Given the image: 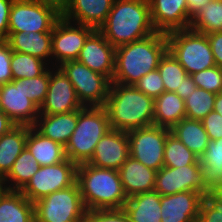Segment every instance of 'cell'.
<instances>
[{
  "instance_id": "1",
  "label": "cell",
  "mask_w": 222,
  "mask_h": 222,
  "mask_svg": "<svg viewBox=\"0 0 222 222\" xmlns=\"http://www.w3.org/2000/svg\"><path fill=\"white\" fill-rule=\"evenodd\" d=\"M167 51L166 34L161 32L117 47L112 82L136 84L147 73L158 68L160 59Z\"/></svg>"
},
{
  "instance_id": "2",
  "label": "cell",
  "mask_w": 222,
  "mask_h": 222,
  "mask_svg": "<svg viewBox=\"0 0 222 222\" xmlns=\"http://www.w3.org/2000/svg\"><path fill=\"white\" fill-rule=\"evenodd\" d=\"M115 48L156 33L148 0H115L98 29Z\"/></svg>"
},
{
  "instance_id": "3",
  "label": "cell",
  "mask_w": 222,
  "mask_h": 222,
  "mask_svg": "<svg viewBox=\"0 0 222 222\" xmlns=\"http://www.w3.org/2000/svg\"><path fill=\"white\" fill-rule=\"evenodd\" d=\"M104 107L113 130L128 132L154 125V99L134 85L111 82Z\"/></svg>"
},
{
  "instance_id": "4",
  "label": "cell",
  "mask_w": 222,
  "mask_h": 222,
  "mask_svg": "<svg viewBox=\"0 0 222 222\" xmlns=\"http://www.w3.org/2000/svg\"><path fill=\"white\" fill-rule=\"evenodd\" d=\"M76 182L87 211L123 209L124 193L118 170L98 168L91 164L77 165Z\"/></svg>"
},
{
  "instance_id": "5",
  "label": "cell",
  "mask_w": 222,
  "mask_h": 222,
  "mask_svg": "<svg viewBox=\"0 0 222 222\" xmlns=\"http://www.w3.org/2000/svg\"><path fill=\"white\" fill-rule=\"evenodd\" d=\"M110 129L104 106L79 109L77 126L65 145L66 157L76 165L88 163L97 143Z\"/></svg>"
},
{
  "instance_id": "6",
  "label": "cell",
  "mask_w": 222,
  "mask_h": 222,
  "mask_svg": "<svg viewBox=\"0 0 222 222\" xmlns=\"http://www.w3.org/2000/svg\"><path fill=\"white\" fill-rule=\"evenodd\" d=\"M166 38L168 51L183 66L188 75L216 65L206 34L187 28L169 32Z\"/></svg>"
},
{
  "instance_id": "7",
  "label": "cell",
  "mask_w": 222,
  "mask_h": 222,
  "mask_svg": "<svg viewBox=\"0 0 222 222\" xmlns=\"http://www.w3.org/2000/svg\"><path fill=\"white\" fill-rule=\"evenodd\" d=\"M86 214L77 182L34 202L35 222H84Z\"/></svg>"
},
{
  "instance_id": "8",
  "label": "cell",
  "mask_w": 222,
  "mask_h": 222,
  "mask_svg": "<svg viewBox=\"0 0 222 222\" xmlns=\"http://www.w3.org/2000/svg\"><path fill=\"white\" fill-rule=\"evenodd\" d=\"M62 12L56 7L30 0H14L9 15L8 33L52 32Z\"/></svg>"
},
{
  "instance_id": "9",
  "label": "cell",
  "mask_w": 222,
  "mask_h": 222,
  "mask_svg": "<svg viewBox=\"0 0 222 222\" xmlns=\"http://www.w3.org/2000/svg\"><path fill=\"white\" fill-rule=\"evenodd\" d=\"M72 83L83 106H105L111 81L94 72L78 60H70L58 66Z\"/></svg>"
},
{
  "instance_id": "10",
  "label": "cell",
  "mask_w": 222,
  "mask_h": 222,
  "mask_svg": "<svg viewBox=\"0 0 222 222\" xmlns=\"http://www.w3.org/2000/svg\"><path fill=\"white\" fill-rule=\"evenodd\" d=\"M77 165L68 158L54 165L40 166L20 192L32 203L76 182Z\"/></svg>"
},
{
  "instance_id": "11",
  "label": "cell",
  "mask_w": 222,
  "mask_h": 222,
  "mask_svg": "<svg viewBox=\"0 0 222 222\" xmlns=\"http://www.w3.org/2000/svg\"><path fill=\"white\" fill-rule=\"evenodd\" d=\"M170 129L160 126L128 131L130 156L155 171L164 167L165 142Z\"/></svg>"
},
{
  "instance_id": "12",
  "label": "cell",
  "mask_w": 222,
  "mask_h": 222,
  "mask_svg": "<svg viewBox=\"0 0 222 222\" xmlns=\"http://www.w3.org/2000/svg\"><path fill=\"white\" fill-rule=\"evenodd\" d=\"M95 29L72 23L61 17L52 30V67L70 60H77L88 36Z\"/></svg>"
},
{
  "instance_id": "13",
  "label": "cell",
  "mask_w": 222,
  "mask_h": 222,
  "mask_svg": "<svg viewBox=\"0 0 222 222\" xmlns=\"http://www.w3.org/2000/svg\"><path fill=\"white\" fill-rule=\"evenodd\" d=\"M83 107L64 72L59 67L49 66L48 91L39 107V115L65 114Z\"/></svg>"
},
{
  "instance_id": "14",
  "label": "cell",
  "mask_w": 222,
  "mask_h": 222,
  "mask_svg": "<svg viewBox=\"0 0 222 222\" xmlns=\"http://www.w3.org/2000/svg\"><path fill=\"white\" fill-rule=\"evenodd\" d=\"M154 190L161 196L185 191L198 192L203 196L207 191L202 183L201 164L162 167L156 172Z\"/></svg>"
},
{
  "instance_id": "15",
  "label": "cell",
  "mask_w": 222,
  "mask_h": 222,
  "mask_svg": "<svg viewBox=\"0 0 222 222\" xmlns=\"http://www.w3.org/2000/svg\"><path fill=\"white\" fill-rule=\"evenodd\" d=\"M2 111L15 125L34 126L39 107L23 92V83L12 80L0 85Z\"/></svg>"
},
{
  "instance_id": "16",
  "label": "cell",
  "mask_w": 222,
  "mask_h": 222,
  "mask_svg": "<svg viewBox=\"0 0 222 222\" xmlns=\"http://www.w3.org/2000/svg\"><path fill=\"white\" fill-rule=\"evenodd\" d=\"M151 20L157 32L169 33L190 27L193 14L186 0H148Z\"/></svg>"
},
{
  "instance_id": "17",
  "label": "cell",
  "mask_w": 222,
  "mask_h": 222,
  "mask_svg": "<svg viewBox=\"0 0 222 222\" xmlns=\"http://www.w3.org/2000/svg\"><path fill=\"white\" fill-rule=\"evenodd\" d=\"M115 51L99 30H94L86 39L78 61L94 72L105 75L111 82L115 69Z\"/></svg>"
},
{
  "instance_id": "18",
  "label": "cell",
  "mask_w": 222,
  "mask_h": 222,
  "mask_svg": "<svg viewBox=\"0 0 222 222\" xmlns=\"http://www.w3.org/2000/svg\"><path fill=\"white\" fill-rule=\"evenodd\" d=\"M129 156L127 132L110 129L97 143L88 164L98 168L119 170Z\"/></svg>"
},
{
  "instance_id": "19",
  "label": "cell",
  "mask_w": 222,
  "mask_h": 222,
  "mask_svg": "<svg viewBox=\"0 0 222 222\" xmlns=\"http://www.w3.org/2000/svg\"><path fill=\"white\" fill-rule=\"evenodd\" d=\"M202 200L194 191L161 196V222H196Z\"/></svg>"
},
{
  "instance_id": "20",
  "label": "cell",
  "mask_w": 222,
  "mask_h": 222,
  "mask_svg": "<svg viewBox=\"0 0 222 222\" xmlns=\"http://www.w3.org/2000/svg\"><path fill=\"white\" fill-rule=\"evenodd\" d=\"M115 0H68L62 17L98 30L106 21Z\"/></svg>"
},
{
  "instance_id": "21",
  "label": "cell",
  "mask_w": 222,
  "mask_h": 222,
  "mask_svg": "<svg viewBox=\"0 0 222 222\" xmlns=\"http://www.w3.org/2000/svg\"><path fill=\"white\" fill-rule=\"evenodd\" d=\"M125 195L128 197L154 190L156 172L129 156L118 170Z\"/></svg>"
},
{
  "instance_id": "22",
  "label": "cell",
  "mask_w": 222,
  "mask_h": 222,
  "mask_svg": "<svg viewBox=\"0 0 222 222\" xmlns=\"http://www.w3.org/2000/svg\"><path fill=\"white\" fill-rule=\"evenodd\" d=\"M6 42L12 51L38 57L52 66V32L8 33Z\"/></svg>"
},
{
  "instance_id": "23",
  "label": "cell",
  "mask_w": 222,
  "mask_h": 222,
  "mask_svg": "<svg viewBox=\"0 0 222 222\" xmlns=\"http://www.w3.org/2000/svg\"><path fill=\"white\" fill-rule=\"evenodd\" d=\"M78 122V110L65 114L39 115L34 128L43 136L63 145L67 144Z\"/></svg>"
},
{
  "instance_id": "24",
  "label": "cell",
  "mask_w": 222,
  "mask_h": 222,
  "mask_svg": "<svg viewBox=\"0 0 222 222\" xmlns=\"http://www.w3.org/2000/svg\"><path fill=\"white\" fill-rule=\"evenodd\" d=\"M161 195L153 190L128 197L123 209L130 222H161Z\"/></svg>"
},
{
  "instance_id": "25",
  "label": "cell",
  "mask_w": 222,
  "mask_h": 222,
  "mask_svg": "<svg viewBox=\"0 0 222 222\" xmlns=\"http://www.w3.org/2000/svg\"><path fill=\"white\" fill-rule=\"evenodd\" d=\"M26 148L40 166L54 165L67 159L63 145L43 136L33 126H28Z\"/></svg>"
},
{
  "instance_id": "26",
  "label": "cell",
  "mask_w": 222,
  "mask_h": 222,
  "mask_svg": "<svg viewBox=\"0 0 222 222\" xmlns=\"http://www.w3.org/2000/svg\"><path fill=\"white\" fill-rule=\"evenodd\" d=\"M199 161L205 190L219 192L222 189V138L210 140Z\"/></svg>"
},
{
  "instance_id": "27",
  "label": "cell",
  "mask_w": 222,
  "mask_h": 222,
  "mask_svg": "<svg viewBox=\"0 0 222 222\" xmlns=\"http://www.w3.org/2000/svg\"><path fill=\"white\" fill-rule=\"evenodd\" d=\"M154 125L171 129L186 118L185 100L175 92L165 91L154 99Z\"/></svg>"
},
{
  "instance_id": "28",
  "label": "cell",
  "mask_w": 222,
  "mask_h": 222,
  "mask_svg": "<svg viewBox=\"0 0 222 222\" xmlns=\"http://www.w3.org/2000/svg\"><path fill=\"white\" fill-rule=\"evenodd\" d=\"M28 126L15 125L0 137V176L6 177L12 166L26 148Z\"/></svg>"
},
{
  "instance_id": "29",
  "label": "cell",
  "mask_w": 222,
  "mask_h": 222,
  "mask_svg": "<svg viewBox=\"0 0 222 222\" xmlns=\"http://www.w3.org/2000/svg\"><path fill=\"white\" fill-rule=\"evenodd\" d=\"M0 222H35L34 203L20 191L8 190L0 199Z\"/></svg>"
},
{
  "instance_id": "30",
  "label": "cell",
  "mask_w": 222,
  "mask_h": 222,
  "mask_svg": "<svg viewBox=\"0 0 222 222\" xmlns=\"http://www.w3.org/2000/svg\"><path fill=\"white\" fill-rule=\"evenodd\" d=\"M170 133L199 158L206 151L210 141L202 122L199 120L183 118L170 129Z\"/></svg>"
},
{
  "instance_id": "31",
  "label": "cell",
  "mask_w": 222,
  "mask_h": 222,
  "mask_svg": "<svg viewBox=\"0 0 222 222\" xmlns=\"http://www.w3.org/2000/svg\"><path fill=\"white\" fill-rule=\"evenodd\" d=\"M189 28L203 34L222 31V0H208L196 10Z\"/></svg>"
},
{
  "instance_id": "32",
  "label": "cell",
  "mask_w": 222,
  "mask_h": 222,
  "mask_svg": "<svg viewBox=\"0 0 222 222\" xmlns=\"http://www.w3.org/2000/svg\"><path fill=\"white\" fill-rule=\"evenodd\" d=\"M40 165L31 152L25 148L15 160L12 169L4 178L9 190L20 191L39 169Z\"/></svg>"
},
{
  "instance_id": "33",
  "label": "cell",
  "mask_w": 222,
  "mask_h": 222,
  "mask_svg": "<svg viewBox=\"0 0 222 222\" xmlns=\"http://www.w3.org/2000/svg\"><path fill=\"white\" fill-rule=\"evenodd\" d=\"M163 155L164 167L178 168L192 164H200L199 157L171 133L167 136Z\"/></svg>"
},
{
  "instance_id": "34",
  "label": "cell",
  "mask_w": 222,
  "mask_h": 222,
  "mask_svg": "<svg viewBox=\"0 0 222 222\" xmlns=\"http://www.w3.org/2000/svg\"><path fill=\"white\" fill-rule=\"evenodd\" d=\"M10 65L13 80L40 76L49 67L38 57L16 51H12Z\"/></svg>"
},
{
  "instance_id": "35",
  "label": "cell",
  "mask_w": 222,
  "mask_h": 222,
  "mask_svg": "<svg viewBox=\"0 0 222 222\" xmlns=\"http://www.w3.org/2000/svg\"><path fill=\"white\" fill-rule=\"evenodd\" d=\"M157 69L163 80L165 91L181 92L183 79L188 74L169 51L160 59Z\"/></svg>"
},
{
  "instance_id": "36",
  "label": "cell",
  "mask_w": 222,
  "mask_h": 222,
  "mask_svg": "<svg viewBox=\"0 0 222 222\" xmlns=\"http://www.w3.org/2000/svg\"><path fill=\"white\" fill-rule=\"evenodd\" d=\"M216 94L202 88H195L185 99L186 118L202 121L214 110Z\"/></svg>"
},
{
  "instance_id": "37",
  "label": "cell",
  "mask_w": 222,
  "mask_h": 222,
  "mask_svg": "<svg viewBox=\"0 0 222 222\" xmlns=\"http://www.w3.org/2000/svg\"><path fill=\"white\" fill-rule=\"evenodd\" d=\"M196 222H222V195L219 192L203 195Z\"/></svg>"
},
{
  "instance_id": "38",
  "label": "cell",
  "mask_w": 222,
  "mask_h": 222,
  "mask_svg": "<svg viewBox=\"0 0 222 222\" xmlns=\"http://www.w3.org/2000/svg\"><path fill=\"white\" fill-rule=\"evenodd\" d=\"M18 80L20 83H23V92L26 94V97L40 107L48 91L49 67L40 76Z\"/></svg>"
},
{
  "instance_id": "39",
  "label": "cell",
  "mask_w": 222,
  "mask_h": 222,
  "mask_svg": "<svg viewBox=\"0 0 222 222\" xmlns=\"http://www.w3.org/2000/svg\"><path fill=\"white\" fill-rule=\"evenodd\" d=\"M190 76L198 88L214 94L222 92V68L215 65Z\"/></svg>"
},
{
  "instance_id": "40",
  "label": "cell",
  "mask_w": 222,
  "mask_h": 222,
  "mask_svg": "<svg viewBox=\"0 0 222 222\" xmlns=\"http://www.w3.org/2000/svg\"><path fill=\"white\" fill-rule=\"evenodd\" d=\"M134 86L142 91L147 96L153 99L159 97L163 92H165V87L163 80L160 76L158 69H155L145 76H143Z\"/></svg>"
},
{
  "instance_id": "41",
  "label": "cell",
  "mask_w": 222,
  "mask_h": 222,
  "mask_svg": "<svg viewBox=\"0 0 222 222\" xmlns=\"http://www.w3.org/2000/svg\"><path fill=\"white\" fill-rule=\"evenodd\" d=\"M84 222H130L124 209L87 211Z\"/></svg>"
},
{
  "instance_id": "42",
  "label": "cell",
  "mask_w": 222,
  "mask_h": 222,
  "mask_svg": "<svg viewBox=\"0 0 222 222\" xmlns=\"http://www.w3.org/2000/svg\"><path fill=\"white\" fill-rule=\"evenodd\" d=\"M12 50L6 41H0V85L13 80L11 70Z\"/></svg>"
},
{
  "instance_id": "43",
  "label": "cell",
  "mask_w": 222,
  "mask_h": 222,
  "mask_svg": "<svg viewBox=\"0 0 222 222\" xmlns=\"http://www.w3.org/2000/svg\"><path fill=\"white\" fill-rule=\"evenodd\" d=\"M209 140L222 138V116L216 111H211L202 121Z\"/></svg>"
},
{
  "instance_id": "44",
  "label": "cell",
  "mask_w": 222,
  "mask_h": 222,
  "mask_svg": "<svg viewBox=\"0 0 222 222\" xmlns=\"http://www.w3.org/2000/svg\"><path fill=\"white\" fill-rule=\"evenodd\" d=\"M14 0H0V41H6L11 5Z\"/></svg>"
},
{
  "instance_id": "45",
  "label": "cell",
  "mask_w": 222,
  "mask_h": 222,
  "mask_svg": "<svg viewBox=\"0 0 222 222\" xmlns=\"http://www.w3.org/2000/svg\"><path fill=\"white\" fill-rule=\"evenodd\" d=\"M216 66L222 68V31L206 34Z\"/></svg>"
},
{
  "instance_id": "46",
  "label": "cell",
  "mask_w": 222,
  "mask_h": 222,
  "mask_svg": "<svg viewBox=\"0 0 222 222\" xmlns=\"http://www.w3.org/2000/svg\"><path fill=\"white\" fill-rule=\"evenodd\" d=\"M196 84L193 81L192 77L190 75H187L183 79V83L181 85V92H175L180 98L185 100L191 92L195 91Z\"/></svg>"
},
{
  "instance_id": "47",
  "label": "cell",
  "mask_w": 222,
  "mask_h": 222,
  "mask_svg": "<svg viewBox=\"0 0 222 222\" xmlns=\"http://www.w3.org/2000/svg\"><path fill=\"white\" fill-rule=\"evenodd\" d=\"M15 124L9 119V117L0 111V137L7 133Z\"/></svg>"
},
{
  "instance_id": "48",
  "label": "cell",
  "mask_w": 222,
  "mask_h": 222,
  "mask_svg": "<svg viewBox=\"0 0 222 222\" xmlns=\"http://www.w3.org/2000/svg\"><path fill=\"white\" fill-rule=\"evenodd\" d=\"M30 1L52 5L56 7L58 10H60L61 12L64 10V8L66 7L68 3V0H30Z\"/></svg>"
},
{
  "instance_id": "49",
  "label": "cell",
  "mask_w": 222,
  "mask_h": 222,
  "mask_svg": "<svg viewBox=\"0 0 222 222\" xmlns=\"http://www.w3.org/2000/svg\"><path fill=\"white\" fill-rule=\"evenodd\" d=\"M190 12L193 14L196 10L202 7L208 0H186Z\"/></svg>"
},
{
  "instance_id": "50",
  "label": "cell",
  "mask_w": 222,
  "mask_h": 222,
  "mask_svg": "<svg viewBox=\"0 0 222 222\" xmlns=\"http://www.w3.org/2000/svg\"><path fill=\"white\" fill-rule=\"evenodd\" d=\"M214 111H216L222 116V92L216 94L214 100Z\"/></svg>"
},
{
  "instance_id": "51",
  "label": "cell",
  "mask_w": 222,
  "mask_h": 222,
  "mask_svg": "<svg viewBox=\"0 0 222 222\" xmlns=\"http://www.w3.org/2000/svg\"><path fill=\"white\" fill-rule=\"evenodd\" d=\"M7 184L4 180V177L0 176V199L4 196V194L8 191Z\"/></svg>"
},
{
  "instance_id": "52",
  "label": "cell",
  "mask_w": 222,
  "mask_h": 222,
  "mask_svg": "<svg viewBox=\"0 0 222 222\" xmlns=\"http://www.w3.org/2000/svg\"><path fill=\"white\" fill-rule=\"evenodd\" d=\"M0 111H2V106H1V92H0Z\"/></svg>"
}]
</instances>
